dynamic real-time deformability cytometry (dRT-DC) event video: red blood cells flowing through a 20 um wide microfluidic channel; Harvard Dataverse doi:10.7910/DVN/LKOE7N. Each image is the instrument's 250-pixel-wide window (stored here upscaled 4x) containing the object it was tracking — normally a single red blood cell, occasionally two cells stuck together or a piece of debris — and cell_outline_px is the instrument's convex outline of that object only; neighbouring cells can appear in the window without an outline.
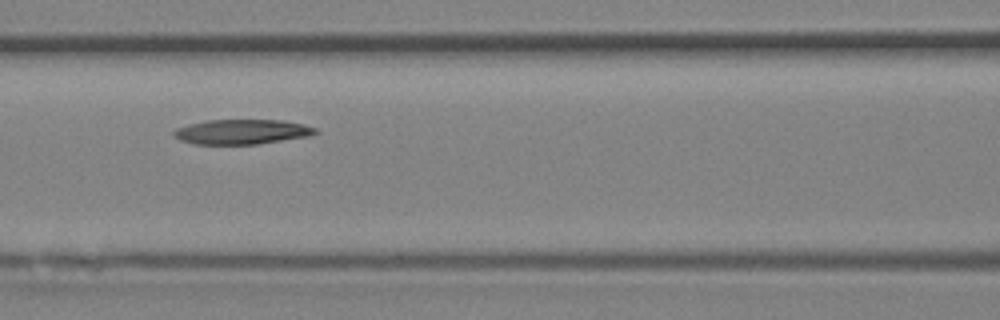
{"species": "Egyptian fruit bat (a non-hibernating species)", "species_latin": "Rousettus aegyptiacus", "temperature_condition": "room temperature", "stored_images_in_passage": 4, "camera_frame_rate_fps": 3000, "um_per_image_px": 0.085, "animal": {"sex": "female"}, "frame": {"image": 1, "passage_image": 4, "time_ms": 1.0, "image_size_px": [1000, 320], "cell_outline_px": [[320, 132], [308, 136], [256, 144], [196, 144], [180, 140], [172, 136], [172, 132], [176, 128], [188, 124], [208, 120], [280, 120], [304, 124], [316, 128]], "centroid_in_image_um": [20.53, 11.2], "position_along_channel_um": 146.1, "area_um2": 20.46}}